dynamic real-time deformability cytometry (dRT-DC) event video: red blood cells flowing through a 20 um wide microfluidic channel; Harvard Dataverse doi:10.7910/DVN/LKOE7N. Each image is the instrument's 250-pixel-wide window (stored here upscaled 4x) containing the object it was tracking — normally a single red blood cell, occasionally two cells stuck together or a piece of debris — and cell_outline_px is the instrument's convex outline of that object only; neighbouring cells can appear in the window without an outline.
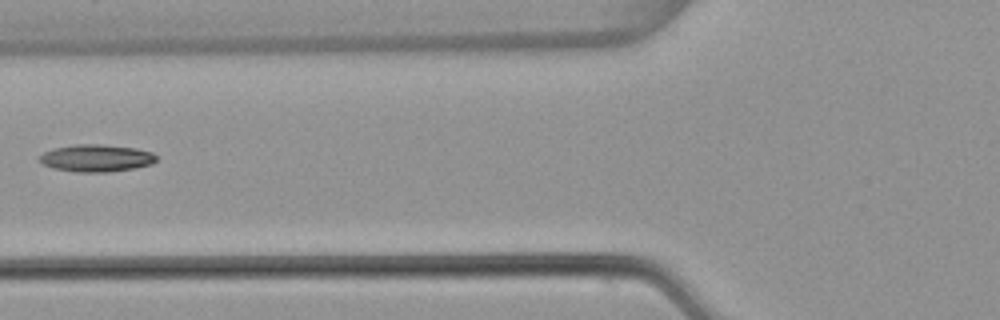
{"species": "common noctule bat (a hibernating species)", "species_latin": "Nyctalus noctula", "temperature_condition": "warm", "stored_images_in_passage": 6, "camera_frame_rate_fps": 3000, "um_per_image_px": 0.085, "animal": {"sex": "female", "body_mass_g": 22.7, "forearm_length_mm": 54.2}, "frame": {"image": 1, "passage_image": 6, "time_ms": 1.667, "image_size_px": [1000, 320], "cell_outline_px": [[156, 160], [152, 164], [132, 168], [108, 172], [76, 172], [52, 168], [44, 164], [36, 156], [52, 148], [76, 144], [100, 144], [136, 148], [152, 152], [156, 156]], "centroid_in_image_um": [8.15, 13.43], "position_along_channel_um": 117.7, "area_um2": 18.61}}